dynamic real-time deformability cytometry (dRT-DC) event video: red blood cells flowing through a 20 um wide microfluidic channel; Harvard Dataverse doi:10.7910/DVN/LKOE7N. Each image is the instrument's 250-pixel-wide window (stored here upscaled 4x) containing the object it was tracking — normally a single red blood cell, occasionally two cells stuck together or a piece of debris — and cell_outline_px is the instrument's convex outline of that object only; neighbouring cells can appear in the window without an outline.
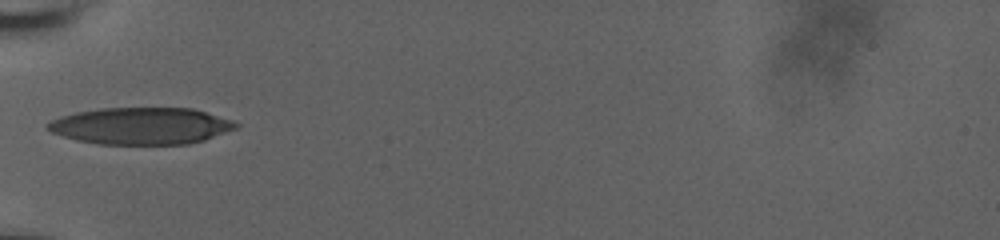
{"species": "human", "species_latin": "Homo sapiens", "temperature_condition": "room temperature", "stored_images_in_passage": 15, "camera_frame_rate_fps": 3000, "um_per_image_px": 0.085, "donor": {"sex": "male"}, "frame": {"image": 1, "passage_image": 1, "time_ms": 0.0, "image_size_px": [1000, 240], "cell_outline_px": [[240, 124], [236, 128], [204, 140], [188, 144], [100, 144], [76, 140], [52, 132], [44, 128], [44, 124], [60, 116], [76, 112], [100, 108], [192, 108], [232, 120]], "centroid_in_image_um": [11.96, 10.7], "position_along_channel_um": 73.0, "area_um2": 40.4}}
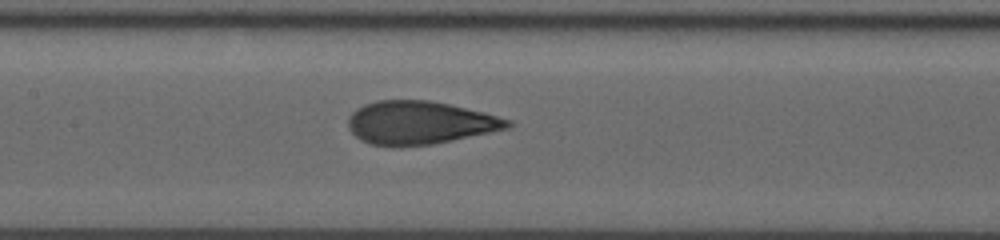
{"frame": {"image": 2, "passage_image": 9, "time_ms": 2.667, "image_size_px": [1000, 240], "cell_outline_px": [[512, 128], [432, 144], [392, 148], [372, 144], [360, 140], [348, 128], [348, 116], [356, 108], [364, 104], [376, 100], [428, 100], [448, 104], [484, 112], [512, 120]], "centroid_in_image_um": [35.66, 10.44], "position_along_channel_um": 171.7, "area_um2": 40.52}}
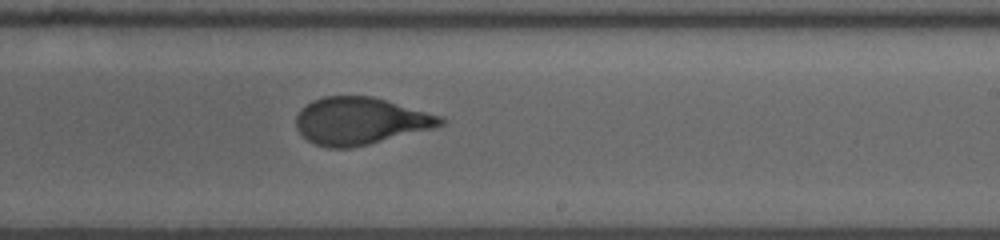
{"frame": {"image": 3, "passage_image": 15, "time_ms": 4.667, "image_size_px": [1000, 240], "cell_outline_px": [[448, 120], [444, 124], [432, 128], [352, 148], [328, 148], [316, 144], [308, 140], [296, 128], [296, 116], [312, 100], [324, 96], [372, 96], [444, 116]], "centroid_in_image_um": [30.66, 10.28], "position_along_channel_um": 258.3, "area_um2": 39.54}}